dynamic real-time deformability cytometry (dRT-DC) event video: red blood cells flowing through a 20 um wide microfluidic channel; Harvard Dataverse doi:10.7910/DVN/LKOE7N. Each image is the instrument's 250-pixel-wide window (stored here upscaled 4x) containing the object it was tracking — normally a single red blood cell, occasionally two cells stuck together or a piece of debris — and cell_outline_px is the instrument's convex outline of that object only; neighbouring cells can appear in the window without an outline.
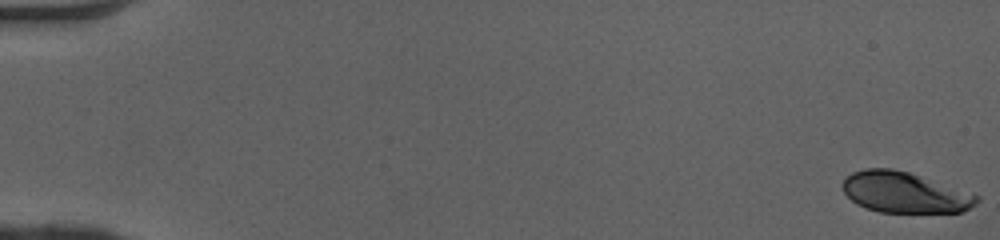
{"species": "human", "species_latin": "Homo sapiens", "temperature_condition": "cold", "stored_images_in_passage": 51, "camera_frame_rate_fps": 3000, "um_per_image_px": 0.085, "donor": {"sex": "female"}, "frame": {"image": 1, "passage_image": 1, "time_ms": 0.0, "image_size_px": [1000, 240], "cell_outline_px": [[980, 200], [976, 204], [960, 212], [880, 212], [856, 204], [844, 192], [840, 184], [844, 176], [852, 172], [864, 168], [892, 168], [908, 172], [980, 196]], "centroid_in_image_um": [76.82, 16.34], "position_along_channel_um": 8.2, "area_um2": 31.73}}
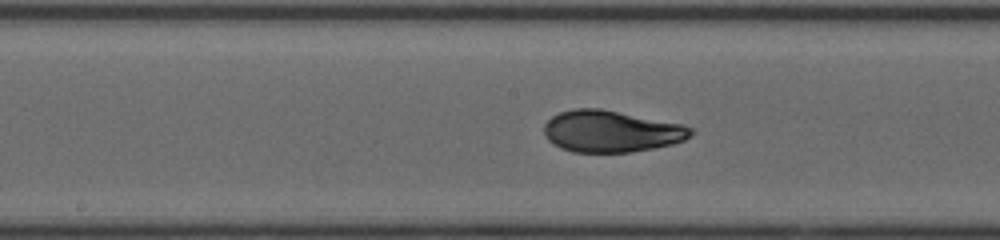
{"frame": {"image": 2, "passage_image": 28, "time_ms": 9.0, "image_size_px": [1000, 240], "cell_outline_px": [[696, 132], [692, 136], [684, 140], [672, 144], [632, 152], [572, 152], [560, 148], [552, 144], [544, 136], [544, 124], [552, 116], [560, 112], [572, 108], [600, 108], [684, 124], [692, 128]], "centroid_in_image_um": [51.95, 11.16], "position_along_channel_um": 196.2, "area_um2": 36.01}}
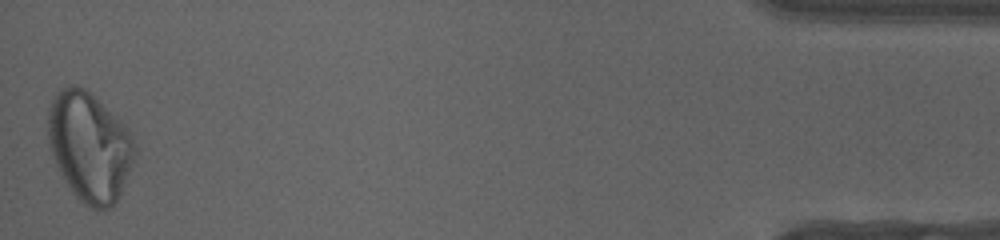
{"frame": {"image": 3, "passage_image": 51, "time_ms": 16.667, "image_size_px": [1000, 240], "cell_outline_px": [[140, 152], [120, 196], [108, 208], [92, 208], [84, 204], [72, 192], [56, 164], [48, 140], [48, 108], [56, 92], [60, 88], [68, 84], [76, 84], [84, 88], [120, 120], [132, 132]], "centroid_in_image_um": [7.67, 12.45], "position_along_channel_um": 427.5, "area_um2": 55.78}, "authors_computed_cell_mechanics": {"area_um2": 35.1424, "velocity_mm_per_s": 4.0886, "shape_relaxation_time_tau1_ms": 5.3153, "shape_relaxation_time_tau2_ms": 0.874, "deformation_change_tau1": 0.1844, "deformation_change_tau2": 0.0363}}